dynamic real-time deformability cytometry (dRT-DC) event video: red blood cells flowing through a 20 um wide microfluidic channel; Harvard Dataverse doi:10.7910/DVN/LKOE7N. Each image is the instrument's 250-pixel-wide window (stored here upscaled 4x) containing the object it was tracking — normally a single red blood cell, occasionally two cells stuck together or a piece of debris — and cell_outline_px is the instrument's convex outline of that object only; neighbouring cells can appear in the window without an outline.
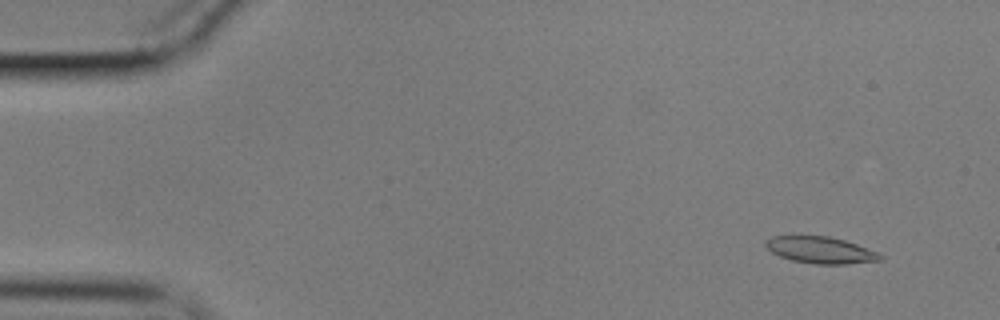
{"species": "common noctule bat (a hibernating species)", "species_latin": "Nyctalus noctula", "temperature_condition": "cold", "stored_images_in_passage": 40, "camera_frame_rate_fps": 3000, "um_per_image_px": 0.085, "animal": {"sex": "male", "body_mass_g": 17.9}, "frame": {"image": 1, "passage_image": 5, "time_ms": 1.333, "image_size_px": [1000, 320], "cell_outline_px": [[884, 256], [880, 260], [848, 264], [816, 264], [792, 260], [780, 256], [772, 252], [764, 244], [764, 240], [772, 236], [828, 236], [844, 240], [856, 244], [876, 252]], "centroid_in_image_um": [69.72, 21.25], "position_along_channel_um": 15.3, "area_um2": 17.63}}
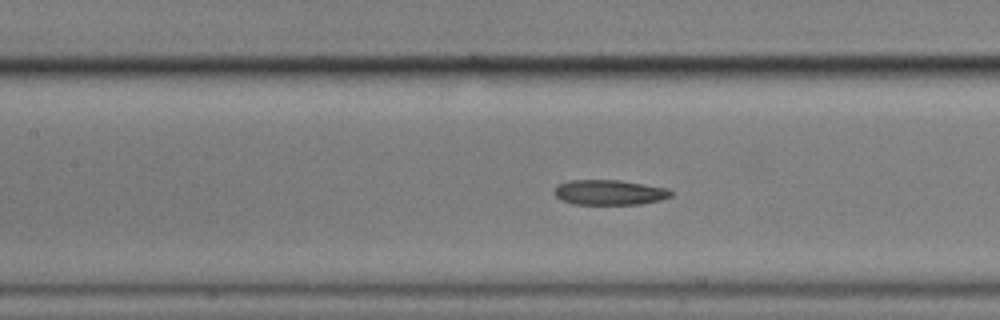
{"frame": {"image": 2, "passage_image": 26, "time_ms": 8.333, "image_size_px": [1000, 320], "cell_outline_px": [[676, 192], [672, 196], [660, 200], [640, 204], [572, 204], [560, 200], [552, 192], [556, 184], [568, 180], [620, 180], [668, 188]], "centroid_in_image_um": [51.78, 16.35], "position_along_channel_um": 155.6, "area_um2": 17.4}}
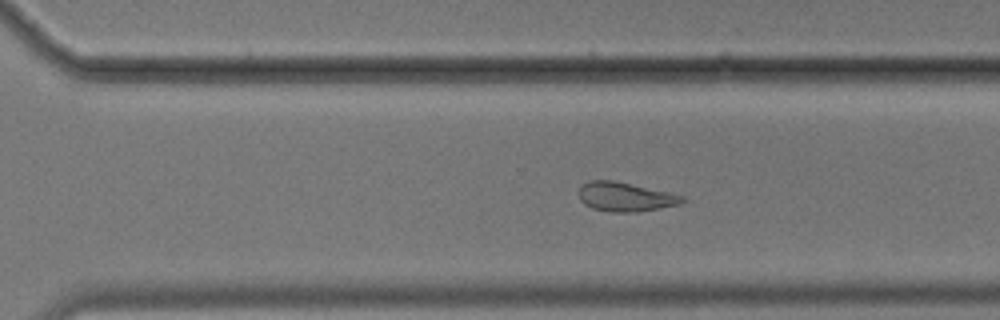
{"frame": {"image": 3, "passage_image": 40, "time_ms": 13.0, "image_size_px": [1000, 320], "cell_outline_px": [[684, 200], [680, 204], [636, 212], [608, 212], [592, 208], [584, 204], [580, 200], [580, 188], [588, 180], [612, 180], [668, 192], [684, 196]], "centroid_in_image_um": [53.12, 16.74], "position_along_channel_um": 317.5, "area_um2": 17.34}}